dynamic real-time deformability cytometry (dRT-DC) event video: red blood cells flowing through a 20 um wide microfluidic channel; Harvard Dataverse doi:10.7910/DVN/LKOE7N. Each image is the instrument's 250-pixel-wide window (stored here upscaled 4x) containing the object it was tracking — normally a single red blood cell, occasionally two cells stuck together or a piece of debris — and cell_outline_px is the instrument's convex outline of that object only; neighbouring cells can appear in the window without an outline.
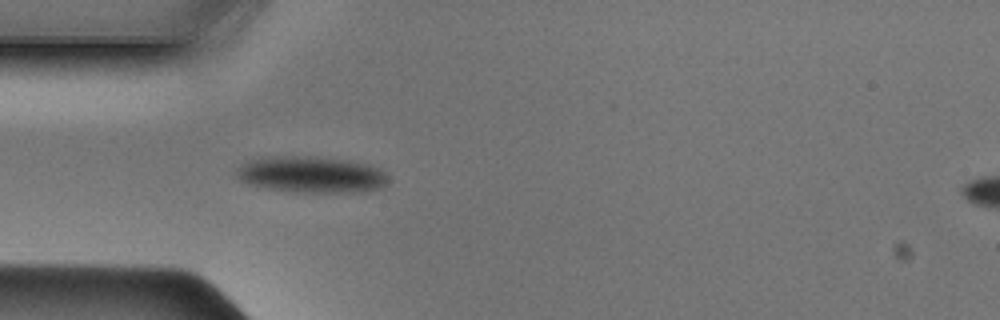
{"species": "Egyptian fruit bat (a non-hibernating species)", "species_latin": "Rousettus aegyptiacus", "temperature_condition": "cold", "stored_images_in_passage": 35, "camera_frame_rate_fps": 3000, "um_per_image_px": 0.085, "animal": {"sex": "male"}, "frame": {"image": 1, "passage_image": 1, "time_ms": 0.0, "image_size_px": [1000, 320], "cell_outline_px": [[388, 180], [384, 188], [352, 192], [296, 192], [264, 188], [240, 180], [236, 176], [236, 168], [240, 164], [248, 160], [260, 156], [316, 156], [344, 160], [368, 164], [380, 168], [384, 172]], "centroid_in_image_um": [26.42, 14.82], "position_along_channel_um": 58.6, "area_um2": 32.48}}
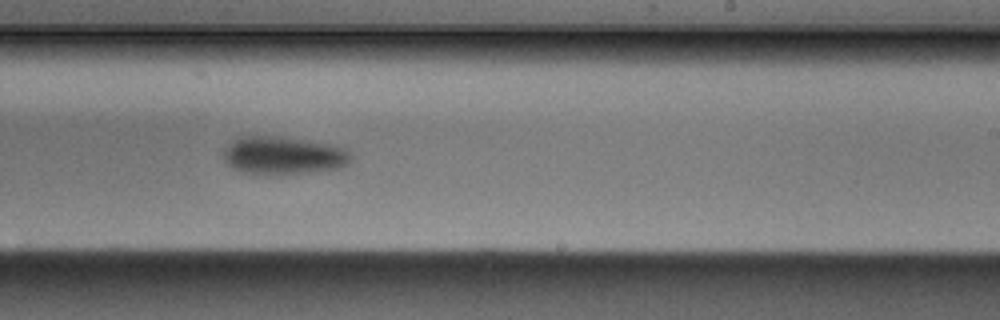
{"frame": {"image": 2, "passage_image": 16, "time_ms": 5.0, "image_size_px": [1000, 320], "cell_outline_px": [[352, 156], [348, 164], [340, 168], [308, 172], [264, 176], [244, 172], [232, 168], [224, 160], [224, 148], [236, 136], [276, 136], [308, 140], [332, 144], [344, 148]], "centroid_in_image_um": [24.05, 13.22], "position_along_channel_um": 265.0, "area_um2": 28.61}}
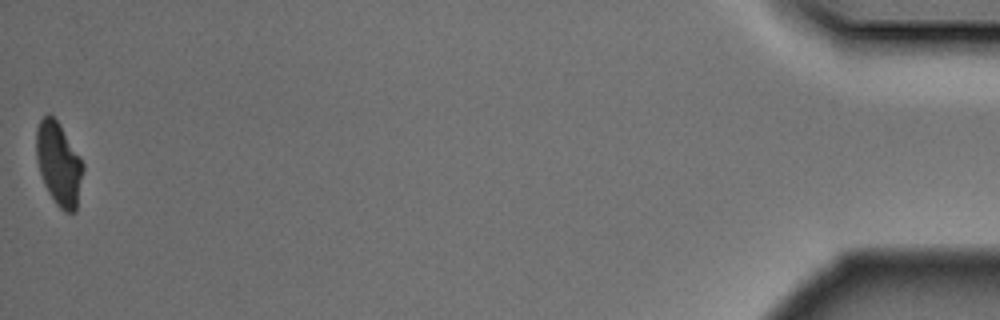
{"frame": {"image": 3, "passage_image": 35, "time_ms": 11.333, "image_size_px": [1000, 320], "cell_outline_px": [[84, 168], [76, 212], [68, 212], [60, 208], [56, 204], [48, 192], [44, 184], [40, 172], [36, 156], [36, 128], [40, 120], [48, 112], [60, 124], [80, 156], [84, 164]], "centroid_in_image_um": [5.0, 13.91], "position_along_channel_um": 430.2, "area_um2": 22.72}}